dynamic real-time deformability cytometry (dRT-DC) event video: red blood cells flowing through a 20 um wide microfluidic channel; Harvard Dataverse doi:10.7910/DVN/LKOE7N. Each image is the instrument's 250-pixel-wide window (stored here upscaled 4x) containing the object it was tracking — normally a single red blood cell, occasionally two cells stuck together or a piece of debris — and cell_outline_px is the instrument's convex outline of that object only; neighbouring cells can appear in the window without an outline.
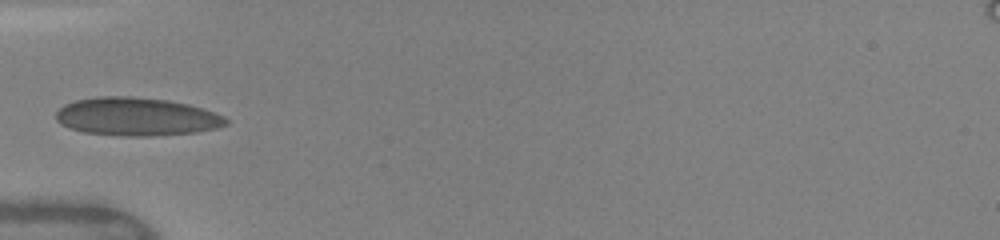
{"species": "human", "species_latin": "Homo sapiens", "temperature_condition": "warm", "stored_images_in_passage": 33, "camera_frame_rate_fps": 3000, "um_per_image_px": 0.085, "donor": {"sex": "female"}, "frame": {"image": 1, "passage_image": 1, "time_ms": 0.0, "image_size_px": [1000, 240], "cell_outline_px": [[228, 124], [216, 128], [196, 132], [152, 136], [120, 136], [84, 132], [68, 128], [56, 120], [56, 112], [64, 104], [76, 100], [96, 96], [132, 96], [168, 100], [188, 104], [204, 108], [224, 116], [228, 120]], "centroid_in_image_um": [11.6, 9.91], "position_along_channel_um": 73.4, "area_um2": 38.09}}
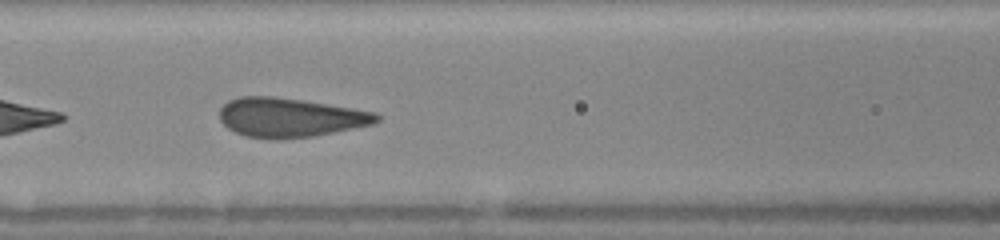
{"frame": {"image": 2, "passage_image": 6, "time_ms": 1.667, "image_size_px": [1000, 240], "cell_outline_px": [[380, 120], [372, 124], [312, 136], [280, 140], [276, 140], [248, 136], [236, 132], [228, 128], [220, 120], [220, 108], [228, 100], [240, 96], [276, 96], [304, 100], [376, 112], [380, 116]], "centroid_in_image_um": [24.63, 9.98], "position_along_channel_um": 142.0, "area_um2": 35.84}}
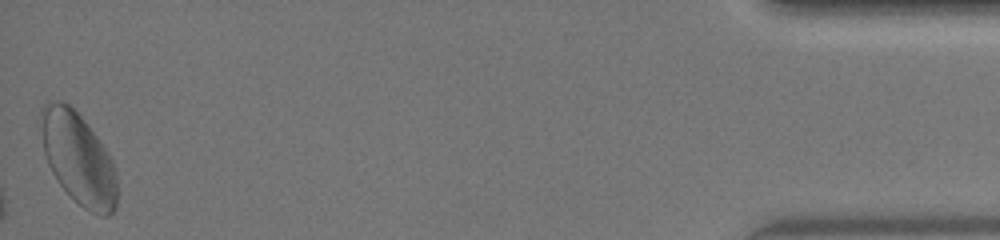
{"frame": {"image": 3, "passage_image": 33, "time_ms": 10.667, "image_size_px": [1000, 240], "cell_outline_px": [[116, 208], [108, 216], [100, 216], [84, 208], [56, 180], [48, 164], [44, 152], [40, 112], [40, 108], [48, 100], [60, 100], [68, 104], [80, 116], [96, 136], [108, 152], [112, 160], [116, 176]], "centroid_in_image_um": [6.64, 13.46], "position_along_channel_um": 428.6, "area_um2": 40.29}, "authors_computed_cell_mechanics": {"area_um2": 36.2406, "velocity_mm_per_s": 4.0834, "shape_relaxation_time_tau1_ms": 2.4025, "shape_relaxation_time_tau2_ms": null, "deformation_change_tau1": 0.095, "deformation_change_tau2": null}}